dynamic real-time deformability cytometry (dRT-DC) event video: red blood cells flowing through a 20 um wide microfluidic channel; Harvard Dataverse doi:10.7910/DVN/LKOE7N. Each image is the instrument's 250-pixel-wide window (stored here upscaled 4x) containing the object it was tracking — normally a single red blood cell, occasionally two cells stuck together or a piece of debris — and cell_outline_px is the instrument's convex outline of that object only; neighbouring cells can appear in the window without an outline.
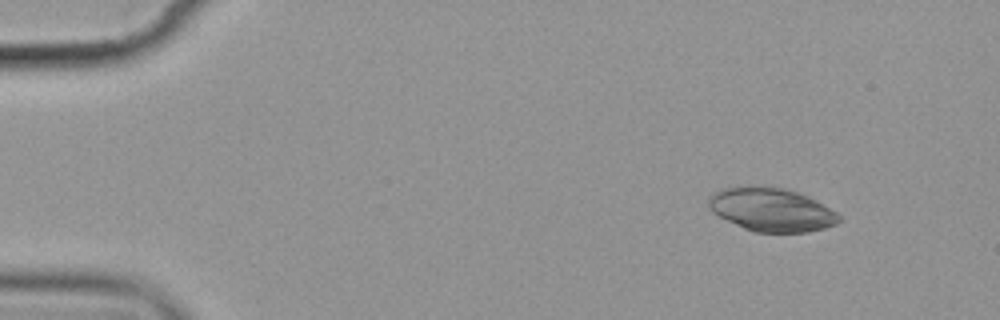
{"species": "common noctule bat (a hibernating species)", "species_latin": "Nyctalus noctula", "temperature_condition": "cold", "stored_images_in_passage": 4, "camera_frame_rate_fps": 3000, "um_per_image_px": 0.085, "animal": {"sex": "female", "body_mass_g": 19.9}, "frame": {"image": 1, "passage_image": 1, "time_ms": 0.0, "image_size_px": [1000, 320], "cell_outline_px": [[840, 220], [836, 224], [824, 228], [808, 232], [756, 232], [744, 228], [712, 212], [708, 208], [708, 196], [724, 188], [760, 184], [788, 188], [808, 196], [836, 212], [840, 216]], "centroid_in_image_um": [65.56, 17.79], "position_along_channel_um": 19.4, "area_um2": 33.23}}